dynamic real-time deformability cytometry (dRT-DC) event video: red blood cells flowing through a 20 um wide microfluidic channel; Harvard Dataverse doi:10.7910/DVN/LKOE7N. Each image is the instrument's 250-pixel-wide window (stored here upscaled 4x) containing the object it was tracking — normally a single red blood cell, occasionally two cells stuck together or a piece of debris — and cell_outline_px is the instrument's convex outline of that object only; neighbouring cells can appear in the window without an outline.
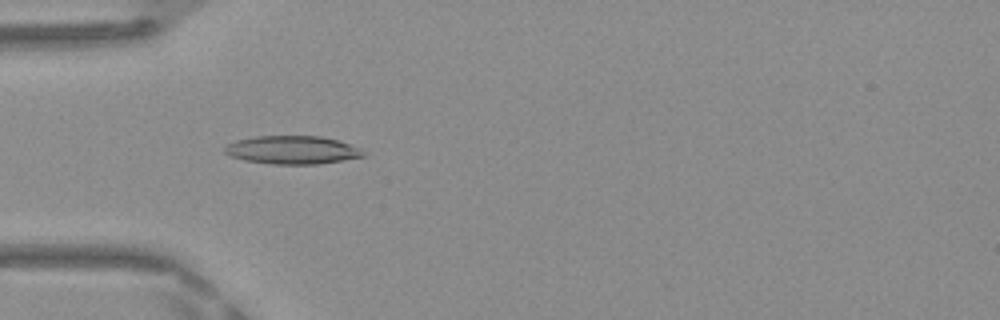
{"species": "Egyptian fruit bat (a non-hibernating species)", "species_latin": "Rousettus aegyptiacus", "temperature_condition": "warm", "stored_images_in_passage": 48, "camera_frame_rate_fps": 3000, "um_per_image_px": 0.085, "frame": {"image": 1, "passage_image": 15, "time_ms": 4.667, "image_size_px": [1000, 320], "cell_outline_px": [[364, 156], [320, 164], [272, 164], [244, 160], [232, 156], [224, 152], [224, 148], [228, 144], [236, 140], [256, 136], [320, 136], [336, 140], [360, 148], [364, 152]], "centroid_in_image_um": [24.83, 12.75], "position_along_channel_um": 60.2, "area_um2": 22.6}}
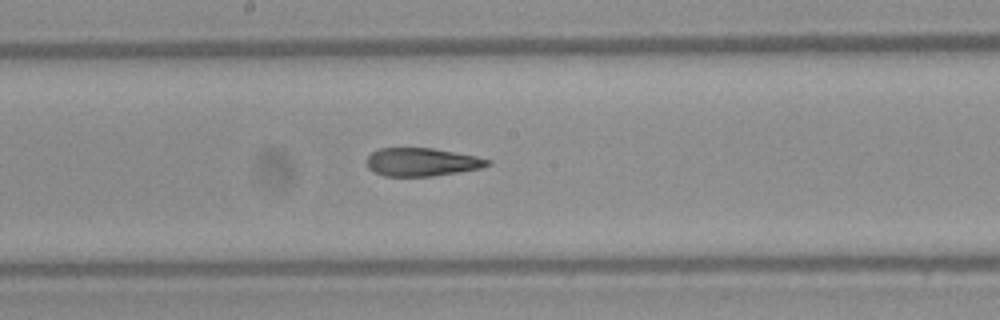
{"frame": {"image": 2, "passage_image": 26, "time_ms": 8.333, "image_size_px": [1000, 320], "cell_outline_px": [[492, 164], [480, 168], [432, 176], [384, 176], [372, 172], [368, 168], [364, 160], [372, 152], [380, 148], [432, 148], [476, 156], [492, 160]], "centroid_in_image_um": [35.81, 13.77], "position_along_channel_um": 212.4, "area_um2": 19.94}}
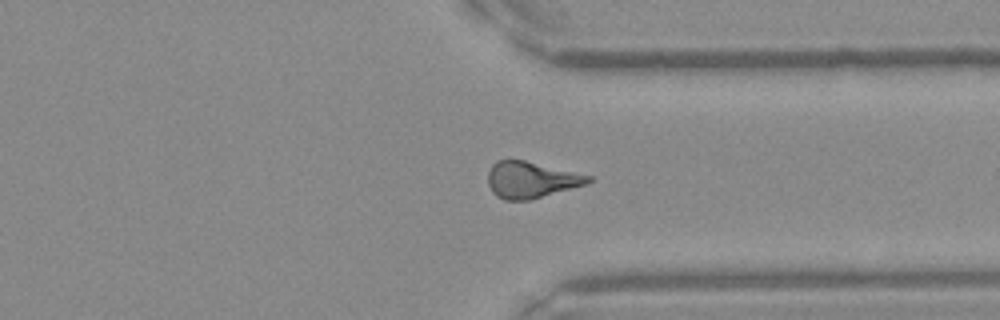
{"frame": {"image": 3, "passage_image": 37, "time_ms": 12.0, "image_size_px": [1000, 320], "cell_outline_px": [[592, 180], [584, 184], [528, 200], [504, 200], [496, 196], [492, 192], [488, 184], [488, 172], [492, 164], [496, 160], [524, 160], [592, 176]], "centroid_in_image_um": [45.08, 15.27], "position_along_channel_um": 366.3, "area_um2": 20.92}, "authors_computed_cell_mechanics": {"area_um2": 21.2126, "velocity_mm_per_s": 4.2066, "shape_relaxation_time_tau1_ms": null, "shape_relaxation_time_tau2_ms": 2.5118, "deformation_change_tau1": null, "deformation_change_tau2": 0.1237}}